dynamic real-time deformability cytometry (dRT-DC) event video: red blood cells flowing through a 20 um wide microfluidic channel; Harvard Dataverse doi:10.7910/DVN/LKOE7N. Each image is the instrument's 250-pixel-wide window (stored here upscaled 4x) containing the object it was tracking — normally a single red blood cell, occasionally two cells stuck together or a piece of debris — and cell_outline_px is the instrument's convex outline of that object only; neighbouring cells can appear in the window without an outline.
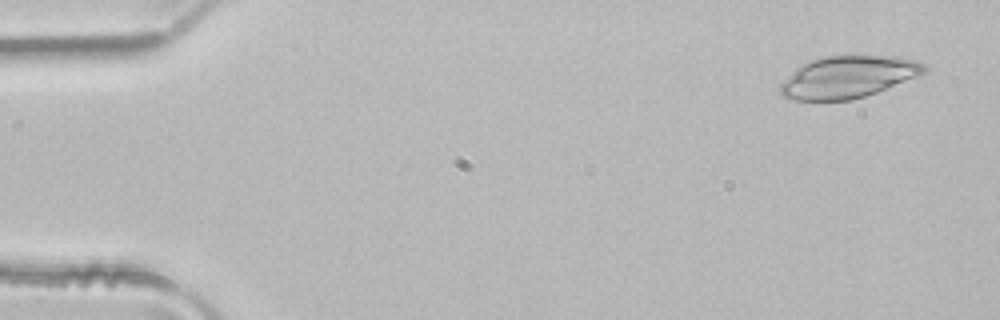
{"species": "common noctule bat (a hibernating species)", "species_latin": "Nyctalus noctula", "temperature_condition": "room temperature", "stored_images_in_passage": 3, "camera_frame_rate_fps": 3000, "um_per_image_px": 0.085, "animal": {"sex": "male", "body_mass_g": 21.5, "forearm_length_mm": 52.0}, "frame": {"image": 1, "passage_image": 1, "time_ms": 0.0, "image_size_px": [1000, 320], "cell_outline_px": [[924, 72], [916, 76], [876, 92], [852, 100], [788, 100], [780, 92], [780, 84], [796, 68], [808, 60], [824, 56], [896, 56], [916, 60], [924, 64]], "centroid_in_image_um": [72.03, 6.54], "position_along_channel_um": 13.0, "area_um2": 34.85}}